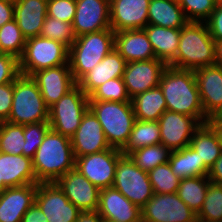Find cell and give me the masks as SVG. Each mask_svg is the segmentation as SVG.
<instances>
[{
	"instance_id": "cell-1",
	"label": "cell",
	"mask_w": 222,
	"mask_h": 222,
	"mask_svg": "<svg viewBox=\"0 0 222 222\" xmlns=\"http://www.w3.org/2000/svg\"><path fill=\"white\" fill-rule=\"evenodd\" d=\"M159 87L167 110L196 117L202 124L207 123L193 70L167 66L161 75Z\"/></svg>"
},
{
	"instance_id": "cell-2",
	"label": "cell",
	"mask_w": 222,
	"mask_h": 222,
	"mask_svg": "<svg viewBox=\"0 0 222 222\" xmlns=\"http://www.w3.org/2000/svg\"><path fill=\"white\" fill-rule=\"evenodd\" d=\"M32 162L39 183L56 182L75 168L71 138L49 129L37 148Z\"/></svg>"
},
{
	"instance_id": "cell-3",
	"label": "cell",
	"mask_w": 222,
	"mask_h": 222,
	"mask_svg": "<svg viewBox=\"0 0 222 222\" xmlns=\"http://www.w3.org/2000/svg\"><path fill=\"white\" fill-rule=\"evenodd\" d=\"M214 51L215 41L206 22H188L180 29L176 59L169 66L186 70L212 66Z\"/></svg>"
},
{
	"instance_id": "cell-4",
	"label": "cell",
	"mask_w": 222,
	"mask_h": 222,
	"mask_svg": "<svg viewBox=\"0 0 222 222\" xmlns=\"http://www.w3.org/2000/svg\"><path fill=\"white\" fill-rule=\"evenodd\" d=\"M114 43L115 32L111 28L76 37L68 55L76 83L114 49Z\"/></svg>"
},
{
	"instance_id": "cell-5",
	"label": "cell",
	"mask_w": 222,
	"mask_h": 222,
	"mask_svg": "<svg viewBox=\"0 0 222 222\" xmlns=\"http://www.w3.org/2000/svg\"><path fill=\"white\" fill-rule=\"evenodd\" d=\"M89 109L98 118L109 145L121 150L136 120L132 103L89 100Z\"/></svg>"
},
{
	"instance_id": "cell-6",
	"label": "cell",
	"mask_w": 222,
	"mask_h": 222,
	"mask_svg": "<svg viewBox=\"0 0 222 222\" xmlns=\"http://www.w3.org/2000/svg\"><path fill=\"white\" fill-rule=\"evenodd\" d=\"M6 121L19 125L49 121V108L31 76L20 74L13 82L12 108Z\"/></svg>"
},
{
	"instance_id": "cell-7",
	"label": "cell",
	"mask_w": 222,
	"mask_h": 222,
	"mask_svg": "<svg viewBox=\"0 0 222 222\" xmlns=\"http://www.w3.org/2000/svg\"><path fill=\"white\" fill-rule=\"evenodd\" d=\"M69 48L63 43L36 36L26 39L19 59L20 74L32 76L35 72L68 63Z\"/></svg>"
},
{
	"instance_id": "cell-8",
	"label": "cell",
	"mask_w": 222,
	"mask_h": 222,
	"mask_svg": "<svg viewBox=\"0 0 222 222\" xmlns=\"http://www.w3.org/2000/svg\"><path fill=\"white\" fill-rule=\"evenodd\" d=\"M89 109V97L76 85L49 108L50 129L71 138Z\"/></svg>"
},
{
	"instance_id": "cell-9",
	"label": "cell",
	"mask_w": 222,
	"mask_h": 222,
	"mask_svg": "<svg viewBox=\"0 0 222 222\" xmlns=\"http://www.w3.org/2000/svg\"><path fill=\"white\" fill-rule=\"evenodd\" d=\"M112 187L140 209L154 195L148 172L139 168L128 155H122L118 159Z\"/></svg>"
},
{
	"instance_id": "cell-10",
	"label": "cell",
	"mask_w": 222,
	"mask_h": 222,
	"mask_svg": "<svg viewBox=\"0 0 222 222\" xmlns=\"http://www.w3.org/2000/svg\"><path fill=\"white\" fill-rule=\"evenodd\" d=\"M122 152L117 148H109L75 158V169L99 189L112 187L116 165Z\"/></svg>"
},
{
	"instance_id": "cell-11",
	"label": "cell",
	"mask_w": 222,
	"mask_h": 222,
	"mask_svg": "<svg viewBox=\"0 0 222 222\" xmlns=\"http://www.w3.org/2000/svg\"><path fill=\"white\" fill-rule=\"evenodd\" d=\"M142 222H197L194 213L177 193H154L141 209Z\"/></svg>"
},
{
	"instance_id": "cell-12",
	"label": "cell",
	"mask_w": 222,
	"mask_h": 222,
	"mask_svg": "<svg viewBox=\"0 0 222 222\" xmlns=\"http://www.w3.org/2000/svg\"><path fill=\"white\" fill-rule=\"evenodd\" d=\"M35 203L48 222H76L81 212L55 182L37 183Z\"/></svg>"
},
{
	"instance_id": "cell-13",
	"label": "cell",
	"mask_w": 222,
	"mask_h": 222,
	"mask_svg": "<svg viewBox=\"0 0 222 222\" xmlns=\"http://www.w3.org/2000/svg\"><path fill=\"white\" fill-rule=\"evenodd\" d=\"M161 144L171 151L190 145L193 134L202 123L192 116L166 110L159 118Z\"/></svg>"
},
{
	"instance_id": "cell-14",
	"label": "cell",
	"mask_w": 222,
	"mask_h": 222,
	"mask_svg": "<svg viewBox=\"0 0 222 222\" xmlns=\"http://www.w3.org/2000/svg\"><path fill=\"white\" fill-rule=\"evenodd\" d=\"M166 67L164 62L156 58L126 63L122 79L130 99L159 86Z\"/></svg>"
},
{
	"instance_id": "cell-15",
	"label": "cell",
	"mask_w": 222,
	"mask_h": 222,
	"mask_svg": "<svg viewBox=\"0 0 222 222\" xmlns=\"http://www.w3.org/2000/svg\"><path fill=\"white\" fill-rule=\"evenodd\" d=\"M72 27L76 37L111 28L110 0H76Z\"/></svg>"
},
{
	"instance_id": "cell-16",
	"label": "cell",
	"mask_w": 222,
	"mask_h": 222,
	"mask_svg": "<svg viewBox=\"0 0 222 222\" xmlns=\"http://www.w3.org/2000/svg\"><path fill=\"white\" fill-rule=\"evenodd\" d=\"M55 183L80 211H97L100 189L77 169L70 170Z\"/></svg>"
},
{
	"instance_id": "cell-17",
	"label": "cell",
	"mask_w": 222,
	"mask_h": 222,
	"mask_svg": "<svg viewBox=\"0 0 222 222\" xmlns=\"http://www.w3.org/2000/svg\"><path fill=\"white\" fill-rule=\"evenodd\" d=\"M31 77L36 81L48 108L77 85L69 64L37 71Z\"/></svg>"
},
{
	"instance_id": "cell-18",
	"label": "cell",
	"mask_w": 222,
	"mask_h": 222,
	"mask_svg": "<svg viewBox=\"0 0 222 222\" xmlns=\"http://www.w3.org/2000/svg\"><path fill=\"white\" fill-rule=\"evenodd\" d=\"M71 145L75 158L112 148L98 118L90 109L83 115L79 127L71 137Z\"/></svg>"
},
{
	"instance_id": "cell-19",
	"label": "cell",
	"mask_w": 222,
	"mask_h": 222,
	"mask_svg": "<svg viewBox=\"0 0 222 222\" xmlns=\"http://www.w3.org/2000/svg\"><path fill=\"white\" fill-rule=\"evenodd\" d=\"M193 72L205 116L216 117L222 110V67L206 66Z\"/></svg>"
},
{
	"instance_id": "cell-20",
	"label": "cell",
	"mask_w": 222,
	"mask_h": 222,
	"mask_svg": "<svg viewBox=\"0 0 222 222\" xmlns=\"http://www.w3.org/2000/svg\"><path fill=\"white\" fill-rule=\"evenodd\" d=\"M150 0H110V26L114 32L144 29Z\"/></svg>"
},
{
	"instance_id": "cell-21",
	"label": "cell",
	"mask_w": 222,
	"mask_h": 222,
	"mask_svg": "<svg viewBox=\"0 0 222 222\" xmlns=\"http://www.w3.org/2000/svg\"><path fill=\"white\" fill-rule=\"evenodd\" d=\"M97 212L104 220L142 222L141 209L114 187L100 189Z\"/></svg>"
},
{
	"instance_id": "cell-22",
	"label": "cell",
	"mask_w": 222,
	"mask_h": 222,
	"mask_svg": "<svg viewBox=\"0 0 222 222\" xmlns=\"http://www.w3.org/2000/svg\"><path fill=\"white\" fill-rule=\"evenodd\" d=\"M37 183L8 187L0 193V222H21L35 203Z\"/></svg>"
},
{
	"instance_id": "cell-23",
	"label": "cell",
	"mask_w": 222,
	"mask_h": 222,
	"mask_svg": "<svg viewBox=\"0 0 222 222\" xmlns=\"http://www.w3.org/2000/svg\"><path fill=\"white\" fill-rule=\"evenodd\" d=\"M126 61L114 48L93 69L86 73L77 85L89 97L100 85L114 78H122Z\"/></svg>"
},
{
	"instance_id": "cell-24",
	"label": "cell",
	"mask_w": 222,
	"mask_h": 222,
	"mask_svg": "<svg viewBox=\"0 0 222 222\" xmlns=\"http://www.w3.org/2000/svg\"><path fill=\"white\" fill-rule=\"evenodd\" d=\"M0 182L2 191L8 187L39 183L35 177L32 158L0 152Z\"/></svg>"
},
{
	"instance_id": "cell-25",
	"label": "cell",
	"mask_w": 222,
	"mask_h": 222,
	"mask_svg": "<svg viewBox=\"0 0 222 222\" xmlns=\"http://www.w3.org/2000/svg\"><path fill=\"white\" fill-rule=\"evenodd\" d=\"M114 48L126 63L156 58L144 29L115 32Z\"/></svg>"
},
{
	"instance_id": "cell-26",
	"label": "cell",
	"mask_w": 222,
	"mask_h": 222,
	"mask_svg": "<svg viewBox=\"0 0 222 222\" xmlns=\"http://www.w3.org/2000/svg\"><path fill=\"white\" fill-rule=\"evenodd\" d=\"M48 0H14V19L23 36H40L47 16Z\"/></svg>"
},
{
	"instance_id": "cell-27",
	"label": "cell",
	"mask_w": 222,
	"mask_h": 222,
	"mask_svg": "<svg viewBox=\"0 0 222 222\" xmlns=\"http://www.w3.org/2000/svg\"><path fill=\"white\" fill-rule=\"evenodd\" d=\"M144 30L153 47L156 59L169 66L176 59L180 29L148 24Z\"/></svg>"
},
{
	"instance_id": "cell-28",
	"label": "cell",
	"mask_w": 222,
	"mask_h": 222,
	"mask_svg": "<svg viewBox=\"0 0 222 222\" xmlns=\"http://www.w3.org/2000/svg\"><path fill=\"white\" fill-rule=\"evenodd\" d=\"M188 22L178 0H150L148 24L181 29Z\"/></svg>"
},
{
	"instance_id": "cell-29",
	"label": "cell",
	"mask_w": 222,
	"mask_h": 222,
	"mask_svg": "<svg viewBox=\"0 0 222 222\" xmlns=\"http://www.w3.org/2000/svg\"><path fill=\"white\" fill-rule=\"evenodd\" d=\"M191 148L197 153L200 161L209 170L221 156L222 147L214 129L208 124H202L193 134L190 141Z\"/></svg>"
},
{
	"instance_id": "cell-30",
	"label": "cell",
	"mask_w": 222,
	"mask_h": 222,
	"mask_svg": "<svg viewBox=\"0 0 222 222\" xmlns=\"http://www.w3.org/2000/svg\"><path fill=\"white\" fill-rule=\"evenodd\" d=\"M135 118L143 121H158L167 110L162 89L157 86L131 98Z\"/></svg>"
},
{
	"instance_id": "cell-31",
	"label": "cell",
	"mask_w": 222,
	"mask_h": 222,
	"mask_svg": "<svg viewBox=\"0 0 222 222\" xmlns=\"http://www.w3.org/2000/svg\"><path fill=\"white\" fill-rule=\"evenodd\" d=\"M168 162L174 174L180 179L208 176L209 173L204 162L200 161L198 153L190 146L172 151Z\"/></svg>"
},
{
	"instance_id": "cell-32",
	"label": "cell",
	"mask_w": 222,
	"mask_h": 222,
	"mask_svg": "<svg viewBox=\"0 0 222 222\" xmlns=\"http://www.w3.org/2000/svg\"><path fill=\"white\" fill-rule=\"evenodd\" d=\"M161 143L158 121L135 120L129 139L121 149L123 155H128L136 149Z\"/></svg>"
},
{
	"instance_id": "cell-33",
	"label": "cell",
	"mask_w": 222,
	"mask_h": 222,
	"mask_svg": "<svg viewBox=\"0 0 222 222\" xmlns=\"http://www.w3.org/2000/svg\"><path fill=\"white\" fill-rule=\"evenodd\" d=\"M210 183L208 176L181 179L177 194L194 213L198 214L203 206Z\"/></svg>"
},
{
	"instance_id": "cell-34",
	"label": "cell",
	"mask_w": 222,
	"mask_h": 222,
	"mask_svg": "<svg viewBox=\"0 0 222 222\" xmlns=\"http://www.w3.org/2000/svg\"><path fill=\"white\" fill-rule=\"evenodd\" d=\"M171 152L169 148L160 143L136 149L128 156L143 171L150 172L158 165L167 163Z\"/></svg>"
},
{
	"instance_id": "cell-35",
	"label": "cell",
	"mask_w": 222,
	"mask_h": 222,
	"mask_svg": "<svg viewBox=\"0 0 222 222\" xmlns=\"http://www.w3.org/2000/svg\"><path fill=\"white\" fill-rule=\"evenodd\" d=\"M26 38L15 19L0 27V53L9 54L18 60L23 55Z\"/></svg>"
},
{
	"instance_id": "cell-36",
	"label": "cell",
	"mask_w": 222,
	"mask_h": 222,
	"mask_svg": "<svg viewBox=\"0 0 222 222\" xmlns=\"http://www.w3.org/2000/svg\"><path fill=\"white\" fill-rule=\"evenodd\" d=\"M25 149L24 125L0 122V152L23 155Z\"/></svg>"
},
{
	"instance_id": "cell-37",
	"label": "cell",
	"mask_w": 222,
	"mask_h": 222,
	"mask_svg": "<svg viewBox=\"0 0 222 222\" xmlns=\"http://www.w3.org/2000/svg\"><path fill=\"white\" fill-rule=\"evenodd\" d=\"M148 177L154 193L159 194L177 193L181 180L174 174L169 162L152 169L148 172Z\"/></svg>"
},
{
	"instance_id": "cell-38",
	"label": "cell",
	"mask_w": 222,
	"mask_h": 222,
	"mask_svg": "<svg viewBox=\"0 0 222 222\" xmlns=\"http://www.w3.org/2000/svg\"><path fill=\"white\" fill-rule=\"evenodd\" d=\"M197 221H222V186L210 183Z\"/></svg>"
},
{
	"instance_id": "cell-39",
	"label": "cell",
	"mask_w": 222,
	"mask_h": 222,
	"mask_svg": "<svg viewBox=\"0 0 222 222\" xmlns=\"http://www.w3.org/2000/svg\"><path fill=\"white\" fill-rule=\"evenodd\" d=\"M40 36L59 41L68 48L76 40L71 23L64 22L50 16H46Z\"/></svg>"
},
{
	"instance_id": "cell-40",
	"label": "cell",
	"mask_w": 222,
	"mask_h": 222,
	"mask_svg": "<svg viewBox=\"0 0 222 222\" xmlns=\"http://www.w3.org/2000/svg\"><path fill=\"white\" fill-rule=\"evenodd\" d=\"M89 100L131 102L122 78H114L100 85Z\"/></svg>"
},
{
	"instance_id": "cell-41",
	"label": "cell",
	"mask_w": 222,
	"mask_h": 222,
	"mask_svg": "<svg viewBox=\"0 0 222 222\" xmlns=\"http://www.w3.org/2000/svg\"><path fill=\"white\" fill-rule=\"evenodd\" d=\"M189 22H206L216 6L215 0H178Z\"/></svg>"
},
{
	"instance_id": "cell-42",
	"label": "cell",
	"mask_w": 222,
	"mask_h": 222,
	"mask_svg": "<svg viewBox=\"0 0 222 222\" xmlns=\"http://www.w3.org/2000/svg\"><path fill=\"white\" fill-rule=\"evenodd\" d=\"M50 129L49 121L24 125L25 149L23 155L33 158L37 148L42 143L45 134Z\"/></svg>"
},
{
	"instance_id": "cell-43",
	"label": "cell",
	"mask_w": 222,
	"mask_h": 222,
	"mask_svg": "<svg viewBox=\"0 0 222 222\" xmlns=\"http://www.w3.org/2000/svg\"><path fill=\"white\" fill-rule=\"evenodd\" d=\"M75 13L76 0H48L47 16L72 24Z\"/></svg>"
},
{
	"instance_id": "cell-44",
	"label": "cell",
	"mask_w": 222,
	"mask_h": 222,
	"mask_svg": "<svg viewBox=\"0 0 222 222\" xmlns=\"http://www.w3.org/2000/svg\"><path fill=\"white\" fill-rule=\"evenodd\" d=\"M19 75V60L9 54L0 53V85L14 82Z\"/></svg>"
},
{
	"instance_id": "cell-45",
	"label": "cell",
	"mask_w": 222,
	"mask_h": 222,
	"mask_svg": "<svg viewBox=\"0 0 222 222\" xmlns=\"http://www.w3.org/2000/svg\"><path fill=\"white\" fill-rule=\"evenodd\" d=\"M210 36L216 41L222 40V2L216 3L215 9L206 21Z\"/></svg>"
},
{
	"instance_id": "cell-46",
	"label": "cell",
	"mask_w": 222,
	"mask_h": 222,
	"mask_svg": "<svg viewBox=\"0 0 222 222\" xmlns=\"http://www.w3.org/2000/svg\"><path fill=\"white\" fill-rule=\"evenodd\" d=\"M13 100V82L0 85V122L10 115Z\"/></svg>"
},
{
	"instance_id": "cell-47",
	"label": "cell",
	"mask_w": 222,
	"mask_h": 222,
	"mask_svg": "<svg viewBox=\"0 0 222 222\" xmlns=\"http://www.w3.org/2000/svg\"><path fill=\"white\" fill-rule=\"evenodd\" d=\"M14 19V0H0V27Z\"/></svg>"
},
{
	"instance_id": "cell-48",
	"label": "cell",
	"mask_w": 222,
	"mask_h": 222,
	"mask_svg": "<svg viewBox=\"0 0 222 222\" xmlns=\"http://www.w3.org/2000/svg\"><path fill=\"white\" fill-rule=\"evenodd\" d=\"M21 222H48L40 207L34 203L24 214Z\"/></svg>"
},
{
	"instance_id": "cell-49",
	"label": "cell",
	"mask_w": 222,
	"mask_h": 222,
	"mask_svg": "<svg viewBox=\"0 0 222 222\" xmlns=\"http://www.w3.org/2000/svg\"><path fill=\"white\" fill-rule=\"evenodd\" d=\"M208 179L211 183L222 186V153L215 161L214 165L209 169Z\"/></svg>"
},
{
	"instance_id": "cell-50",
	"label": "cell",
	"mask_w": 222,
	"mask_h": 222,
	"mask_svg": "<svg viewBox=\"0 0 222 222\" xmlns=\"http://www.w3.org/2000/svg\"><path fill=\"white\" fill-rule=\"evenodd\" d=\"M76 222H103L97 211H81Z\"/></svg>"
},
{
	"instance_id": "cell-51",
	"label": "cell",
	"mask_w": 222,
	"mask_h": 222,
	"mask_svg": "<svg viewBox=\"0 0 222 222\" xmlns=\"http://www.w3.org/2000/svg\"><path fill=\"white\" fill-rule=\"evenodd\" d=\"M207 123L214 129L218 136L219 143L222 147V121H218L215 117L207 120Z\"/></svg>"
},
{
	"instance_id": "cell-52",
	"label": "cell",
	"mask_w": 222,
	"mask_h": 222,
	"mask_svg": "<svg viewBox=\"0 0 222 222\" xmlns=\"http://www.w3.org/2000/svg\"><path fill=\"white\" fill-rule=\"evenodd\" d=\"M215 61L214 65L222 67V40L215 42Z\"/></svg>"
},
{
	"instance_id": "cell-53",
	"label": "cell",
	"mask_w": 222,
	"mask_h": 222,
	"mask_svg": "<svg viewBox=\"0 0 222 222\" xmlns=\"http://www.w3.org/2000/svg\"><path fill=\"white\" fill-rule=\"evenodd\" d=\"M218 121H222V110L221 112L215 117Z\"/></svg>"
},
{
	"instance_id": "cell-54",
	"label": "cell",
	"mask_w": 222,
	"mask_h": 222,
	"mask_svg": "<svg viewBox=\"0 0 222 222\" xmlns=\"http://www.w3.org/2000/svg\"><path fill=\"white\" fill-rule=\"evenodd\" d=\"M2 192V182H0V193Z\"/></svg>"
},
{
	"instance_id": "cell-55",
	"label": "cell",
	"mask_w": 222,
	"mask_h": 222,
	"mask_svg": "<svg viewBox=\"0 0 222 222\" xmlns=\"http://www.w3.org/2000/svg\"><path fill=\"white\" fill-rule=\"evenodd\" d=\"M103 222H115V221H109V220H104V219H103Z\"/></svg>"
}]
</instances>
